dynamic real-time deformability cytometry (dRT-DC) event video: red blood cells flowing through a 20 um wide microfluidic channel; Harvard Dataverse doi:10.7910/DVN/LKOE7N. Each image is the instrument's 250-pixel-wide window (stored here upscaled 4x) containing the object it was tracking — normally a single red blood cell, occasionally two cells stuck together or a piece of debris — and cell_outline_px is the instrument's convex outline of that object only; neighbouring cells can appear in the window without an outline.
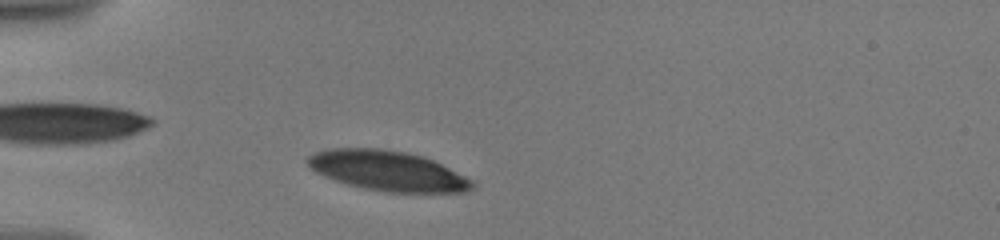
{"species": "human", "species_latin": "Homo sapiens", "temperature_condition": "warm", "stored_images_in_passage": 28, "camera_frame_rate_fps": 3000, "um_per_image_px": 0.085, "donor": {"sex": "male"}, "frame": {"image": 1, "passage_image": 9, "time_ms": 1.667, "image_size_px": [1000, 240], "cell_outline_px": [[476, 184], [472, 188], [464, 192], [384, 192], [364, 188], [348, 184], [324, 176], [316, 172], [304, 160], [308, 156], [316, 152], [328, 148], [380, 148], [408, 152], [432, 160], [476, 180]], "centroid_in_image_um": [32.97, 14.51], "position_along_channel_um": 52.0, "area_um2": 38.44}}
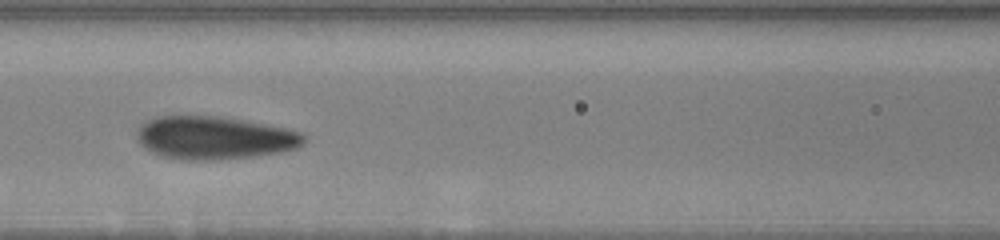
{"frame": {"image": 2, "passage_image": 24, "time_ms": 5.0, "image_size_px": [1000, 240], "cell_outline_px": [[308, 140], [304, 144], [296, 148], [280, 152], [252, 156], [220, 160], [180, 160], [164, 156], [152, 152], [140, 144], [140, 128], [148, 120], [156, 116], [220, 116], [244, 120], [284, 128], [300, 132]], "centroid_in_image_um": [18.28, 11.72], "position_along_channel_um": 148.3, "area_um2": 41.44}}
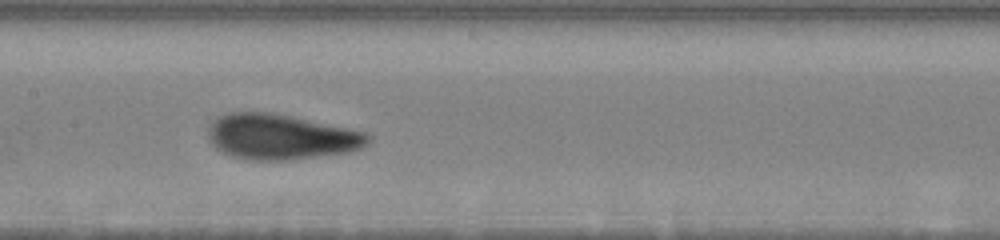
{"frame": {"image": 3, "passage_image": 27, "time_ms": 6.0, "image_size_px": [1000, 240], "cell_outline_px": [[372, 136], [368, 144], [360, 148], [348, 152], [292, 160], [248, 160], [232, 156], [216, 148], [208, 140], [208, 124], [216, 116], [232, 112], [272, 112], [368, 132]], "centroid_in_image_um": [23.86, 11.62], "position_along_channel_um": 183.5, "area_um2": 42.66}}